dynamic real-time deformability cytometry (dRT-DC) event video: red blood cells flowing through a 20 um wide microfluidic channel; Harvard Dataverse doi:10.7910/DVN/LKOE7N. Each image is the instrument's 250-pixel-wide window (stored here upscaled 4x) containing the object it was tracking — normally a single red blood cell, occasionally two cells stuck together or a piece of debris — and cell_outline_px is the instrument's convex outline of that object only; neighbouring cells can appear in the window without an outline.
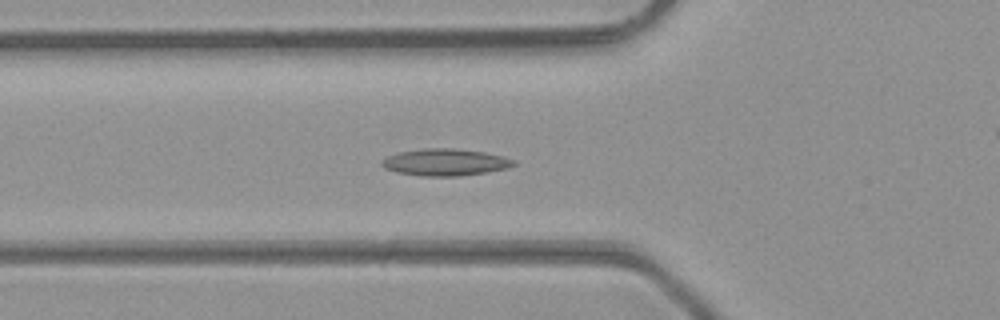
{"species": "common noctule bat (a hibernating species)", "species_latin": "Nyctalus noctula", "temperature_condition": "room temperature", "stored_images_in_passage": 40, "camera_frame_rate_fps": 3000, "um_per_image_px": 0.085, "animal": {"sex": "male", "body_mass_g": 23.1, "forearm_length_mm": 52.7}, "frame": {"image": 1, "passage_image": 9, "time_ms": 2.667, "image_size_px": [1000, 320], "cell_outline_px": [[516, 164], [508, 168], [460, 176], [420, 176], [396, 172], [384, 168], [380, 164], [380, 160], [396, 152], [424, 148], [456, 148], [484, 152], [504, 156], [516, 160]], "centroid_in_image_um": [37.82, 13.78], "position_along_channel_um": 88.0, "area_um2": 20.92}}
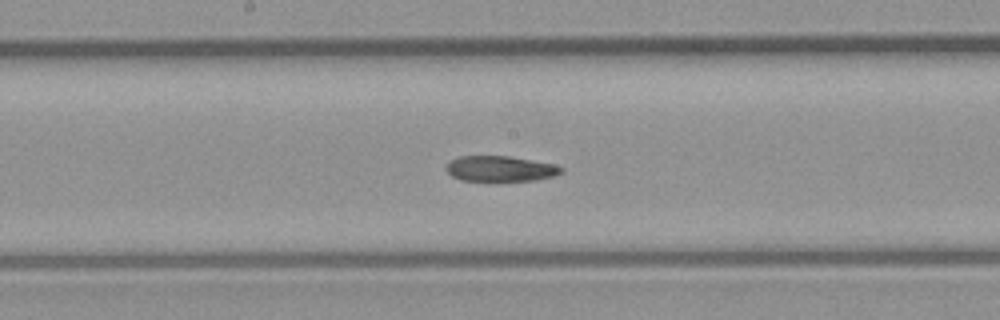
{"frame": {"image": 2, "passage_image": 17, "time_ms": 5.333, "image_size_px": [1000, 320], "cell_outline_px": [[564, 172], [552, 176], [536, 180], [496, 184], [460, 180], [452, 176], [444, 168], [452, 160], [460, 156], [508, 156], [532, 160], [552, 164], [564, 168]], "centroid_in_image_um": [42.51, 14.4], "position_along_channel_um": 205.7, "area_um2": 17.92}}
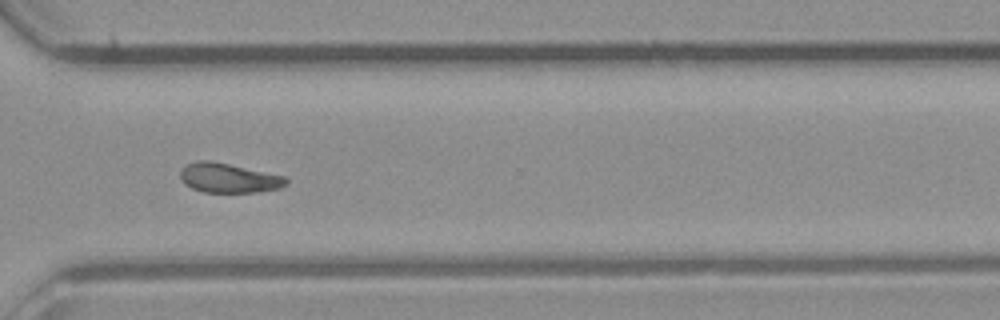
{"frame": {"image": 3, "passage_image": 27, "time_ms": 8.667, "image_size_px": [1000, 320], "cell_outline_px": [[288, 184], [280, 188], [260, 192], [204, 192], [192, 188], [184, 184], [180, 180], [180, 168], [196, 160], [208, 160], [228, 164], [284, 176], [288, 180]], "centroid_in_image_um": [19.41, 15.13], "position_along_channel_um": 351.2, "area_um2": 18.21}, "authors_computed_cell_mechanics": {"area_um2": 18.4382, "velocity_mm_per_s": 4.3783, "shape_relaxation_time_tau1_ms": null, "shape_relaxation_time_tau2_ms": 5.1714, "deformation_change_tau1": null, "deformation_change_tau2": 0.1105}}